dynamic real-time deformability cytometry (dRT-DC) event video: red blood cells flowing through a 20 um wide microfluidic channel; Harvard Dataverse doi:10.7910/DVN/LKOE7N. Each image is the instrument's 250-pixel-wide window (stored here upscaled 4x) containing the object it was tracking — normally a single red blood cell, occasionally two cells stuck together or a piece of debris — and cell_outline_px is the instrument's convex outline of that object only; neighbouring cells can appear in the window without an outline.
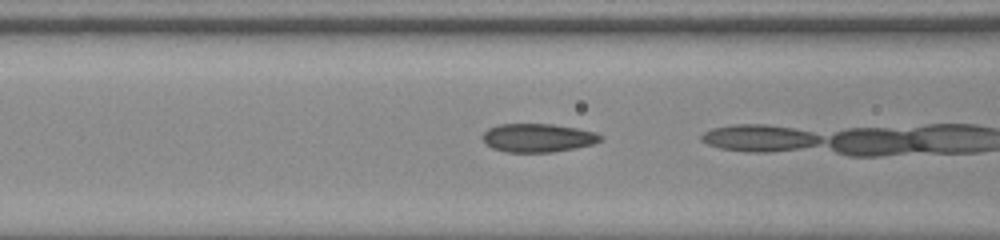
{"species": "common noctule bat (a hibernating species)", "species_latin": "Nyctalus noctula", "temperature_condition": "room temperature", "stored_images_in_passage": 22, "camera_frame_rate_fps": 3000, "um_per_image_px": 0.085, "animal": {"sex": "male", "body_mass_g": 20.0, "forearm_length_mm": 53.3}, "frame": {"image": 1, "passage_image": 21, "time_ms": 6.667, "image_size_px": [1000, 240], "cell_outline_px": [[600, 140], [592, 144], [552, 152], [504, 152], [492, 148], [484, 140], [484, 132], [488, 128], [500, 124], [552, 124], [576, 128], [596, 132], [600, 136]], "centroid_in_image_um": [45.69, 11.71], "position_along_channel_um": 120.9, "area_um2": 19.25}}